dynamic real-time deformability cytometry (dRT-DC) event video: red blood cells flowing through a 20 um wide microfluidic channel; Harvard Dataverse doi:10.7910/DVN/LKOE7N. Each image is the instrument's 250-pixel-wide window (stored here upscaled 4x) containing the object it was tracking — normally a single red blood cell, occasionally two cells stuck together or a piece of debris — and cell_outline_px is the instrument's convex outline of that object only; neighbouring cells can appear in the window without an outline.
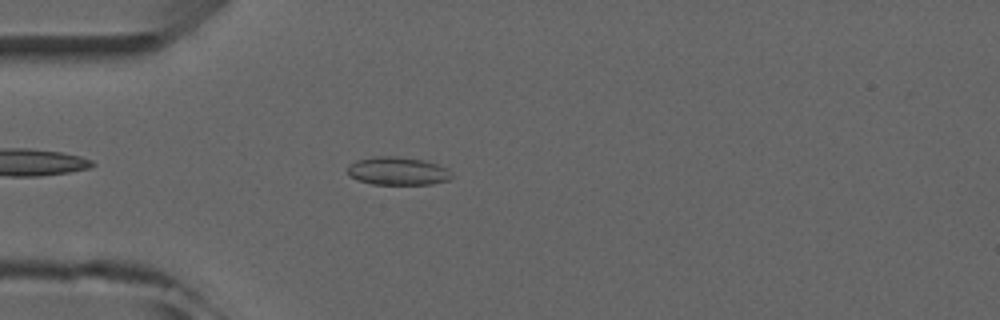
{"species": "common noctule bat (a hibernating species)", "species_latin": "Nyctalus noctula", "temperature_condition": "room temperature", "stored_images_in_passage": 3, "camera_frame_rate_fps": 3000, "um_per_image_px": 0.085, "animal": {"sex": "male", "forearm_length_mm": 52.5}, "frame": {"image": 1, "passage_image": 3, "time_ms": 2.667, "image_size_px": [1000, 320], "cell_outline_px": [[452, 176], [448, 180], [432, 184], [372, 184], [348, 176], [348, 168], [356, 160], [372, 156], [392, 156], [424, 160], [448, 168]], "centroid_in_image_um": [33.81, 14.53], "position_along_channel_um": 51.2, "area_um2": 16.94}}